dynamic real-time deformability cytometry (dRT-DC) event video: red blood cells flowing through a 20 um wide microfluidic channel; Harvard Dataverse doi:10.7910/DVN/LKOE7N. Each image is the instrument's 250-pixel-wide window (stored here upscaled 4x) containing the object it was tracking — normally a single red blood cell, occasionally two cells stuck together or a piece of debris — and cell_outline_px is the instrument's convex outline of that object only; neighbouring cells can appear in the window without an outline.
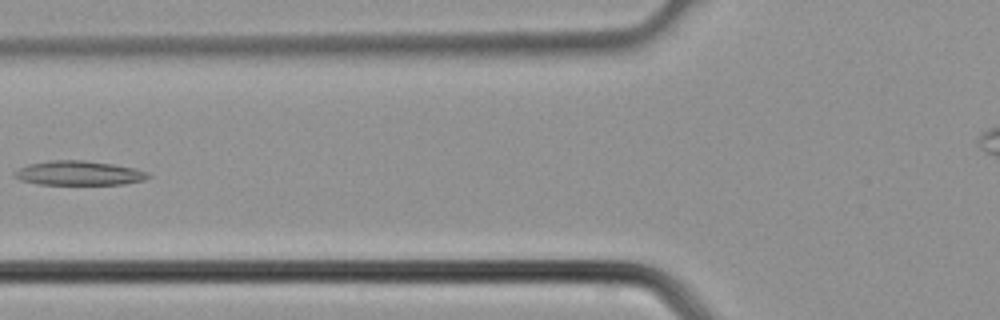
{"species": "common noctule bat (a hibernating species)", "species_latin": "Nyctalus noctula", "temperature_condition": "cold", "stored_images_in_passage": 4, "camera_frame_rate_fps": 3000, "um_per_image_px": 0.085, "animal": {"sex": "male", "body_mass_g": 21.5, "forearm_length_mm": 52.0}, "frame": {"image": 1, "passage_image": 4, "time_ms": 1.0, "image_size_px": [1000, 320], "cell_outline_px": [[152, 176], [144, 180], [124, 184], [36, 184], [20, 180], [12, 176], [12, 172], [28, 164], [52, 160], [84, 160], [112, 164], [136, 168], [148, 172]], "centroid_in_image_um": [6.69, 14.71], "position_along_channel_um": 119.1, "area_um2": 19.07}}